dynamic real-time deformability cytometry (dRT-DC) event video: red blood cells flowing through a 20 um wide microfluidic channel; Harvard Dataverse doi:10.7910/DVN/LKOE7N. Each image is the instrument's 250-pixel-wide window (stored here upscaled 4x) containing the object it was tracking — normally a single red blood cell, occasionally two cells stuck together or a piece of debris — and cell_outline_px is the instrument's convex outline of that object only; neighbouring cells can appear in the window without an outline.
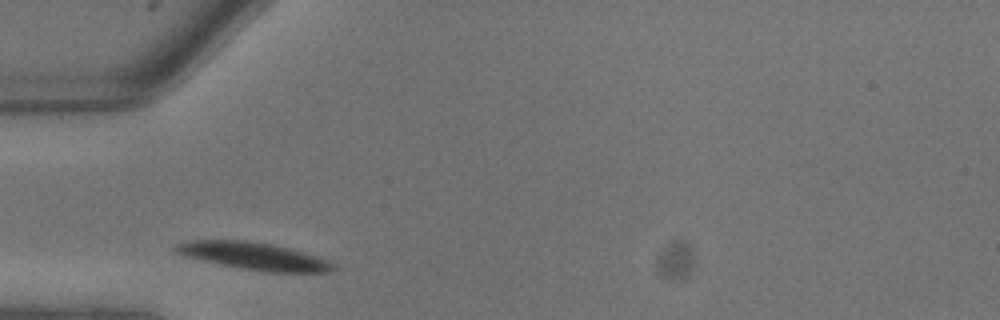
{"species": "common noctule bat (a hibernating species)", "species_latin": "Nyctalus noctula", "temperature_condition": "warm", "stored_images_in_passage": 5, "camera_frame_rate_fps": 3000, "um_per_image_px": 0.085, "animal": {"sex": "male", "body_mass_g": 13.3}, "frame": {"image": 1, "passage_image": 1, "time_ms": 0.0, "image_size_px": [1000, 320], "cell_outline_px": [[336, 268], [332, 272], [268, 272], [220, 264], [184, 256], [172, 252], [172, 248], [176, 244], [188, 240], [244, 240], [268, 244], [288, 248], [304, 252], [328, 260], [336, 264]], "centroid_in_image_um": [21.55, 21.76], "position_along_channel_um": 63.5, "area_um2": 25.03}}
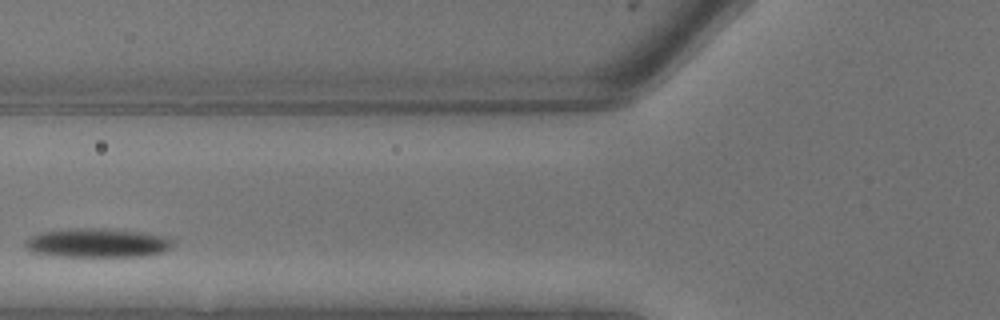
{"frame": {"image": 2, "passage_image": 3, "time_ms": 0.667, "image_size_px": [1000, 320], "cell_outline_px": [[172, 248], [164, 252], [144, 256], [60, 256], [32, 252], [24, 248], [24, 240], [40, 232], [76, 228], [100, 228], [144, 232], [168, 236], [172, 240]], "centroid_in_image_um": [8.29, 20.64], "position_along_channel_um": 117.5, "area_um2": 25.14}}